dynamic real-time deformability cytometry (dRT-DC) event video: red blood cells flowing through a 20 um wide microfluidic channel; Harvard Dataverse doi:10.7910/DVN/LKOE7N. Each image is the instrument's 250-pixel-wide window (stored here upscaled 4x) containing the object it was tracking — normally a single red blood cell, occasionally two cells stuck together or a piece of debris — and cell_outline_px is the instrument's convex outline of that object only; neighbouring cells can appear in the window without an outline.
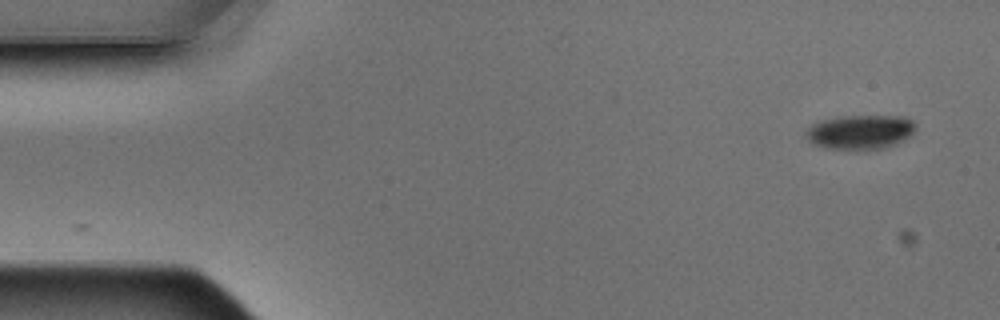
{"species": "Egyptian fruit bat (a non-hibernating species)", "species_latin": "Rousettus aegyptiacus", "temperature_condition": "warm", "stored_images_in_passage": 2, "camera_frame_rate_fps": 3000, "um_per_image_px": 0.085, "animal": {"sex": "male"}, "frame": {"image": 1, "passage_image": 2, "time_ms": 0.333, "image_size_px": [1000, 320], "cell_outline_px": [[916, 128], [904, 140], [896, 144], [884, 148], [824, 148], [808, 140], [808, 128], [812, 124], [820, 120], [840, 116], [908, 116], [916, 124]], "centroid_in_image_um": [73.17, 11.19], "position_along_channel_um": 11.8, "area_um2": 21.62}}